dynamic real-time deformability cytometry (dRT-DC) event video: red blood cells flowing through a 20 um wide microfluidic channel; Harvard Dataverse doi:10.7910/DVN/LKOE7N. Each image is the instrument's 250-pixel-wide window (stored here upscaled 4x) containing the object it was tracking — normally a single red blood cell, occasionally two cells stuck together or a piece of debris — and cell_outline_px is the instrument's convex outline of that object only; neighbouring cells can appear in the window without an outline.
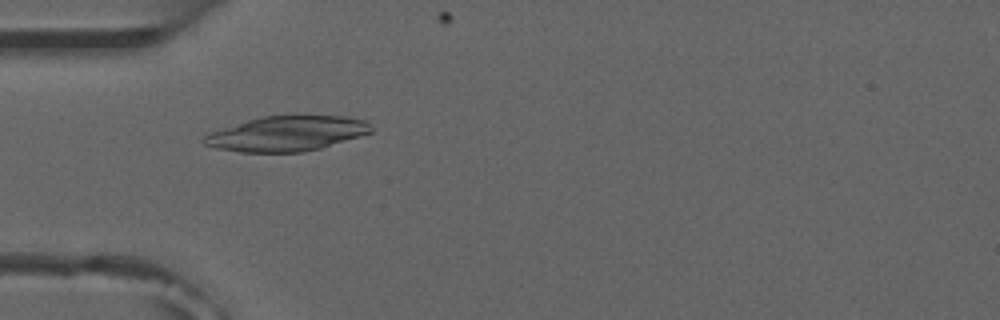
{"species": "common noctule bat (a hibernating species)", "species_latin": "Nyctalus noctula", "temperature_condition": "room temperature", "stored_images_in_passage": 7, "camera_frame_rate_fps": 3000, "um_per_image_px": 0.085, "animal": {"sex": "male", "forearm_length_mm": 52.5}, "frame": {"image": 1, "passage_image": 5, "time_ms": 5.333, "image_size_px": [1000, 320], "cell_outline_px": [[372, 132], [360, 136], [320, 148], [304, 152], [240, 152], [216, 148], [204, 144], [200, 140], [204, 132], [248, 120], [264, 116], [304, 112], [344, 116], [364, 120], [372, 128]], "centroid_in_image_um": [24.33, 11.31], "position_along_channel_um": 60.7, "area_um2": 35.32}}
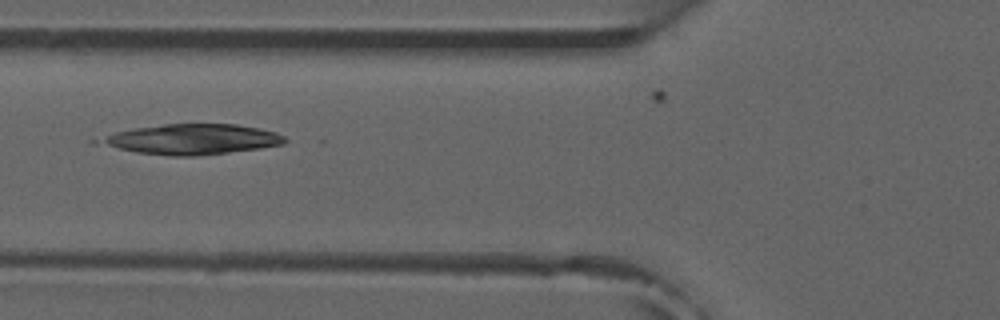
{"frame": {"image": 2, "passage_image": 6, "time_ms": 6.667, "image_size_px": [1000, 320], "cell_outline_px": [[288, 140], [284, 144], [260, 148], [196, 156], [168, 156], [136, 152], [88, 144], [88, 140], [116, 132], [136, 128], [164, 124], [236, 124], [260, 128], [276, 132], [284, 136]], "centroid_in_image_um": [16.17, 11.84], "position_along_channel_um": 109.6, "area_um2": 33.29}}